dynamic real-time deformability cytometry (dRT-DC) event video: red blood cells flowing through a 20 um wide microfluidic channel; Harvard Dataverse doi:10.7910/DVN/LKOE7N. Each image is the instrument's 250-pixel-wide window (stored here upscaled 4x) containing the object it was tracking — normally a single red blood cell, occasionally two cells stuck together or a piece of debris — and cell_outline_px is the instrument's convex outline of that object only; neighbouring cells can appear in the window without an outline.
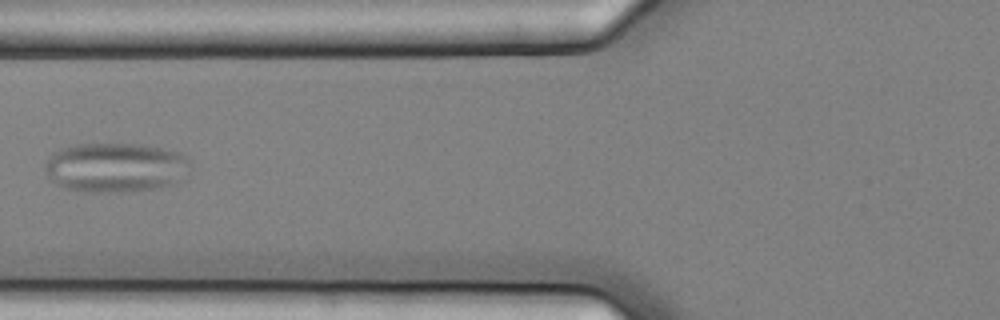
{"species": "common noctule bat (a hibernating species)", "species_latin": "Nyctalus noctula", "temperature_condition": "cold", "stored_images_in_passage": 15, "camera_frame_rate_fps": 3000, "um_per_image_px": 0.085, "animal": {"sex": "female", "body_mass_g": 25.1}, "frame": {"image": 1, "passage_image": 5, "time_ms": 1.333, "image_size_px": [1000, 320], "cell_outline_px": [[192, 168], [188, 172], [172, 184], [160, 188], [124, 192], [84, 192], [64, 188], [56, 184], [52, 180], [44, 164], [56, 152], [64, 148], [76, 144], [132, 144], [160, 148], [180, 152], [188, 160]], "centroid_in_image_um": [9.85, 14.25], "position_along_channel_um": 116.0, "area_um2": 41.67}}
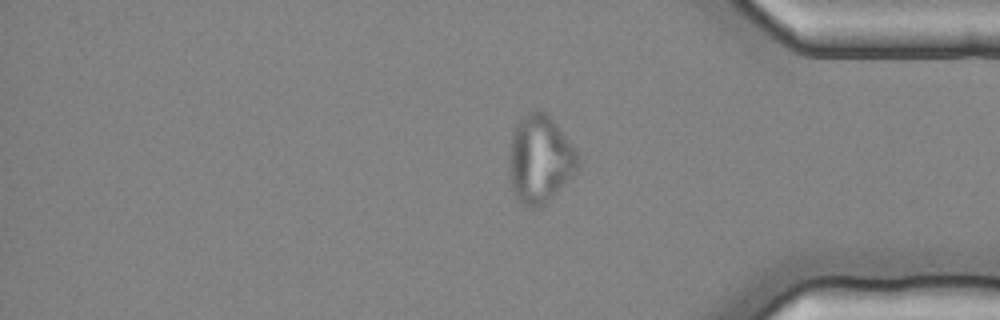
{"frame": {"image": 2, "passage_image": 15, "time_ms": 4.667, "image_size_px": [1000, 320], "cell_outline_px": [[584, 160], [576, 172], [540, 208], [524, 208], [516, 196], [512, 188], [508, 172], [508, 156], [512, 132], [516, 124], [532, 108], [536, 108], [544, 112], [556, 124]], "centroid_in_image_um": [45.89, 13.54], "position_along_channel_um": 389.3, "area_um2": 35.78}}